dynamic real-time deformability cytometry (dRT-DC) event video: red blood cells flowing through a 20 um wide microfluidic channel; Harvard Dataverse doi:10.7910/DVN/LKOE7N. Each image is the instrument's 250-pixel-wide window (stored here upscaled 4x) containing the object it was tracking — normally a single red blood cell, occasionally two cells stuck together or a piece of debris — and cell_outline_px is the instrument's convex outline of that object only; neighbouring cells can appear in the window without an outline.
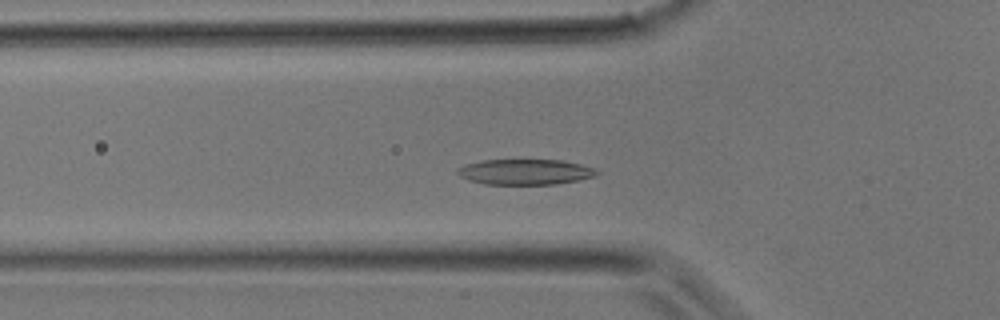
{"species": "common noctule bat (a hibernating species)", "species_latin": "Nyctalus noctula", "temperature_condition": "room temperature", "stored_images_in_passage": 33, "camera_frame_rate_fps": 3000, "um_per_image_px": 0.085, "animal": {"sex": "male", "body_mass_g": 17.9}, "frame": {"image": 1, "passage_image": 10, "time_ms": 3.0, "image_size_px": [1000, 320], "cell_outline_px": [[600, 172], [596, 176], [580, 180], [556, 184], [484, 184], [468, 180], [460, 176], [456, 172], [456, 168], [464, 164], [484, 160], [560, 160], [580, 164], [596, 168]], "centroid_in_image_um": [44.64, 14.61], "position_along_channel_um": 81.2, "area_um2": 20.87}}
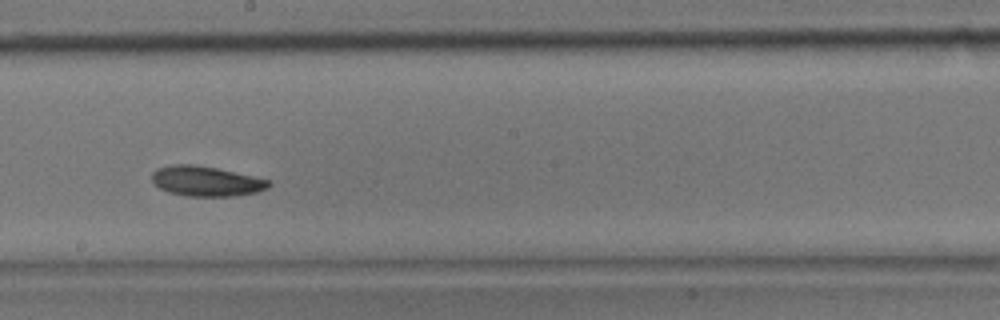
{"frame": {"image": 2, "passage_image": 18, "time_ms": 5.667, "image_size_px": [1000, 320], "cell_outline_px": [[272, 184], [268, 188], [256, 192], [236, 196], [184, 196], [168, 192], [160, 188], [152, 180], [152, 172], [156, 168], [172, 164], [192, 164], [216, 168], [252, 176], [268, 180]], "centroid_in_image_um": [17.49, 15.4], "position_along_channel_um": 230.7, "area_um2": 20.4}}
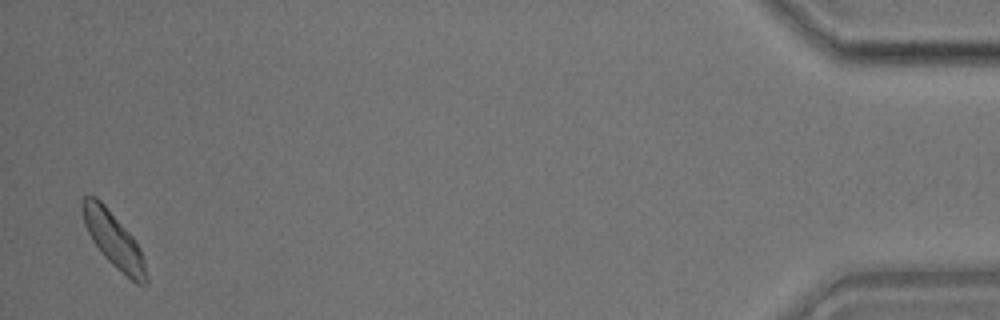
{"frame": {"image": 3, "passage_image": 33, "time_ms": 10.667, "image_size_px": [1000, 320], "cell_outline_px": [[148, 284], [136, 284], [116, 268], [100, 252], [92, 240], [84, 224], [80, 208], [80, 200], [84, 196], [96, 196], [104, 204], [132, 236], [140, 248], [144, 260], [148, 280]], "centroid_in_image_um": [9.63, 20.38], "position_along_channel_um": 425.6, "area_um2": 20.52}}